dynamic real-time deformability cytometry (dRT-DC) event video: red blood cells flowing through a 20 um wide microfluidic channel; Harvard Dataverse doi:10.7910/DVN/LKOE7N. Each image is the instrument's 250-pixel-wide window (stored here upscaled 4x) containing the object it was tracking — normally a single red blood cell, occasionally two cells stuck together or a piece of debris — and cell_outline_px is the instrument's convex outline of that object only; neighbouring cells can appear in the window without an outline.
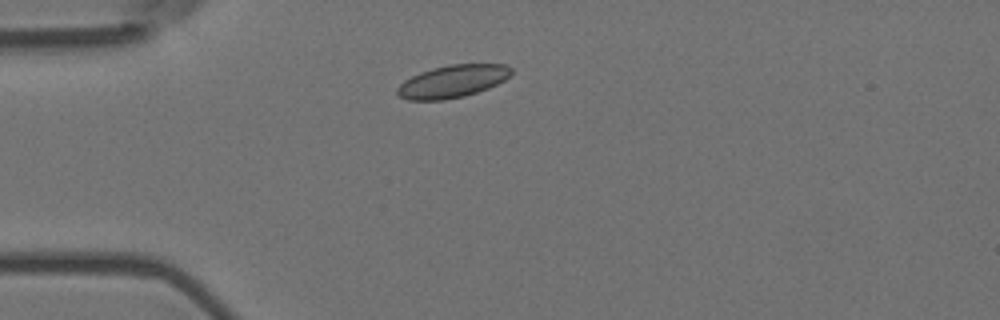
{"species": "Egyptian fruit bat (a non-hibernating species)", "species_latin": "Rousettus aegyptiacus", "temperature_condition": "room temperature", "stored_images_in_passage": 42, "camera_frame_rate_fps": 3000, "um_per_image_px": 0.085, "animal": {"sex": "female"}, "frame": {"image": 1, "passage_image": 1, "time_ms": 0.0, "image_size_px": [1000, 320], "cell_outline_px": [[512, 72], [504, 80], [488, 88], [464, 96], [444, 100], [408, 100], [400, 96], [396, 92], [396, 88], [404, 80], [420, 72], [432, 68], [448, 64], [504, 64], [512, 68]], "centroid_in_image_um": [38.44, 6.91], "position_along_channel_um": 46.6, "area_um2": 21.56}}
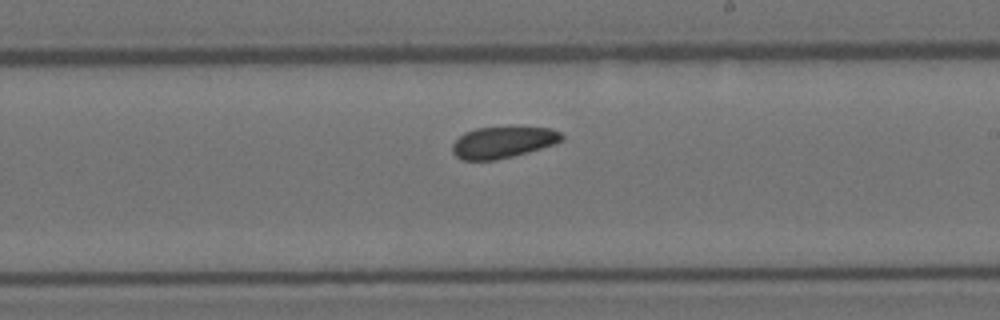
{"frame": {"image": 2, "passage_image": 19, "time_ms": 6.0, "image_size_px": [1000, 320], "cell_outline_px": [[564, 140], [556, 144], [528, 152], [496, 160], [460, 160], [452, 152], [452, 144], [464, 132], [476, 128], [552, 128], [560, 132], [564, 136]], "centroid_in_image_um": [42.75, 12.11], "position_along_channel_um": 246.2, "area_um2": 19.94}}
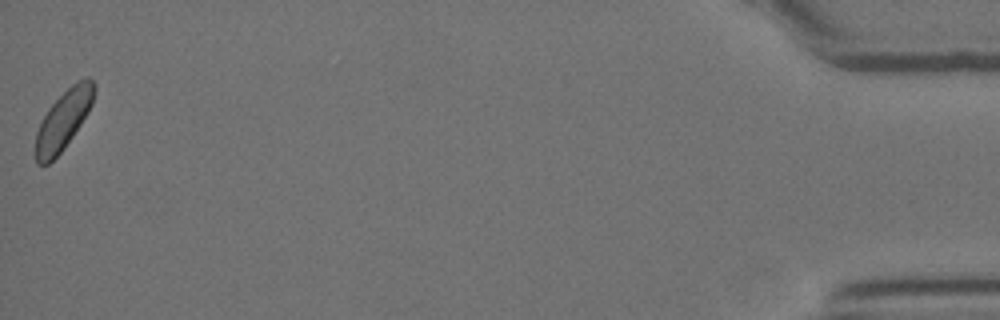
{"frame": {"image": 3, "passage_image": 42, "time_ms": 13.667, "image_size_px": [1000, 320], "cell_outline_px": [[96, 88], [92, 104], [88, 112], [64, 148], [48, 164], [36, 164], [36, 132], [48, 108], [76, 80], [84, 76], [88, 76], [96, 84]], "centroid_in_image_um": [5.42, 10.14], "position_along_channel_um": 429.8, "area_um2": 19.94}, "authors_computed_cell_mechanics": {"area_um2": 20.6346, "velocity_mm_per_s": 3.6373, "shape_relaxation_time_tau1_ms": 2.512, "shape_relaxation_time_tau2_ms": 6.0733, "deformation_change_tau1": 0.0529, "deformation_change_tau2": 0.0942}}